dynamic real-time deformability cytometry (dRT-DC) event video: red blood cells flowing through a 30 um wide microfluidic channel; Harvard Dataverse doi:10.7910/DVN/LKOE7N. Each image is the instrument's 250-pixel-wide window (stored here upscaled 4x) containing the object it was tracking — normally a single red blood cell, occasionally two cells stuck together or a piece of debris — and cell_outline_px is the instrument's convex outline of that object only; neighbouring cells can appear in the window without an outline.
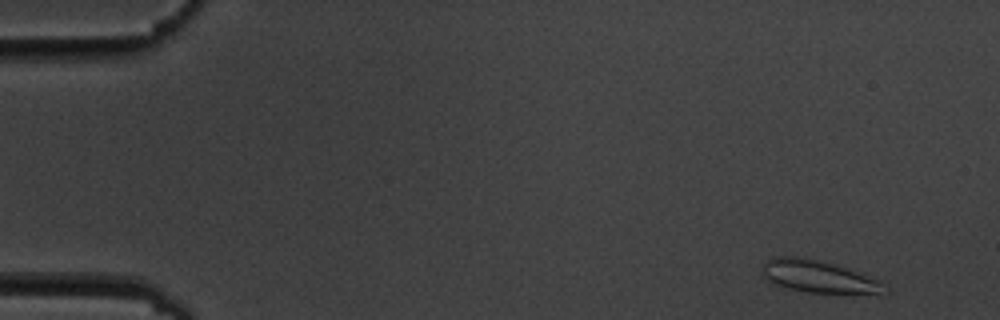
{"species": "common noctule bat (a hibernating species)", "species_latin": "Nyctalus noctula", "temperature_condition": "cold", "stored_images_in_passage": 5, "camera_frame_rate_fps": 3000, "um_per_image_px": 0.085, "animal": {"sex": "male", "body_mass_g": 19.5, "forearm_length_mm": 54.6}, "frame": {"image": 1, "passage_image": 1, "time_ms": 0.0, "image_size_px": [1000, 320], "cell_outline_px": [[888, 288], [880, 296], [808, 292], [788, 288], [772, 284], [760, 272], [764, 264], [768, 260], [776, 256], [804, 256], [836, 264], [864, 272], [880, 280]], "centroid_in_image_um": [69.7, 23.53], "position_along_channel_um": 15.3, "area_um2": 24.22}}
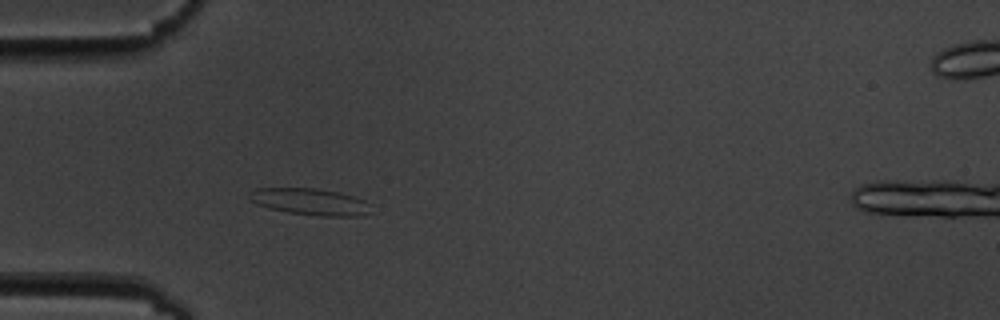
{"frame": {"image": 2, "passage_image": 4, "time_ms": 4.333, "image_size_px": [1000, 320], "cell_outline_px": [[376, 212], [364, 216], [320, 216], [288, 212], [268, 208], [256, 204], [248, 196], [248, 192], [256, 188], [316, 188], [340, 192], [364, 200]], "centroid_in_image_um": [26.41, 17.15], "position_along_channel_um": 58.6, "area_um2": 19.19}}